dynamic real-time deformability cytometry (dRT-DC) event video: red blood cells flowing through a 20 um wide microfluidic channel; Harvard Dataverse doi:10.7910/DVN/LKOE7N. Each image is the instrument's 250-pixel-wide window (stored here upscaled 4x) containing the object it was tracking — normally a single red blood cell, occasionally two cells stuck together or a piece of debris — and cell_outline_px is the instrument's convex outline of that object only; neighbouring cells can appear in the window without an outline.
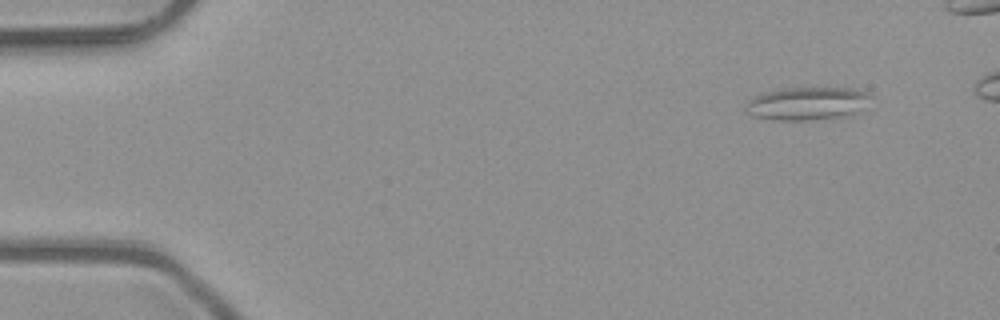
{"species": "common noctule bat (a hibernating species)", "species_latin": "Nyctalus noctula", "temperature_condition": "room temperature", "stored_images_in_passage": 5, "camera_frame_rate_fps": 3000, "um_per_image_px": 0.085, "animal": {"sex": "male", "body_mass_g": 23.1, "forearm_length_mm": 52.7}, "frame": {"image": 1, "passage_image": 1, "time_ms": 0.0, "image_size_px": [1000, 320], "cell_outline_px": [[872, 96], [852, 116], [808, 120], [776, 120], [752, 116], [744, 112], [744, 104], [752, 96], [764, 92], [788, 88], [852, 88], [868, 92]], "centroid_in_image_um": [68.55, 8.8], "position_along_channel_um": 16.5, "area_um2": 24.28}}